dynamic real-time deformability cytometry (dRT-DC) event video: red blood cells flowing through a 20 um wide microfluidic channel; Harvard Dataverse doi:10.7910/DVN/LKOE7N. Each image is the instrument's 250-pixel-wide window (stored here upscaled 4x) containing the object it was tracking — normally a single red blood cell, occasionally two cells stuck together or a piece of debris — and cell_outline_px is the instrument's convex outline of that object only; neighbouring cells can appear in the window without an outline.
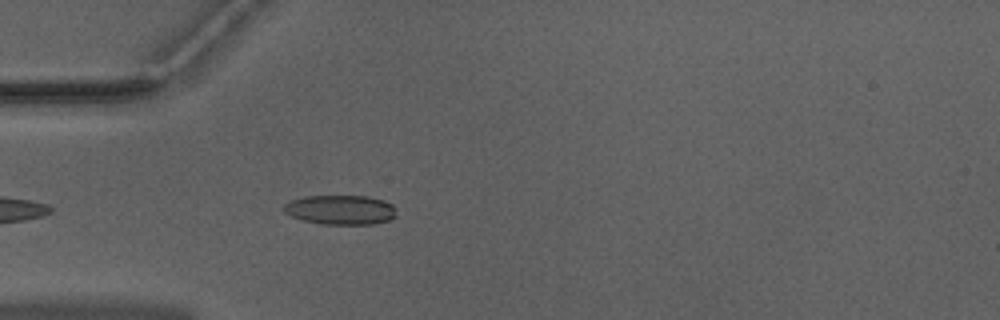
{"species": "Egyptian fruit bat (a non-hibernating species)", "species_latin": "Rousettus aegyptiacus", "temperature_condition": "warm", "stored_images_in_passage": 40, "camera_frame_rate_fps": 3000, "um_per_image_px": 0.085, "animal": {"sex": "male"}, "frame": {"image": 1, "passage_image": 4, "time_ms": 1.0, "image_size_px": [1000, 320], "cell_outline_px": [[396, 216], [388, 220], [372, 224], [320, 224], [304, 220], [292, 216], [284, 212], [284, 204], [292, 200], [304, 196], [368, 196], [384, 200], [392, 204], [396, 208]], "centroid_in_image_um": [28.97, 17.83], "position_along_channel_um": 56.0, "area_um2": 19.36}}
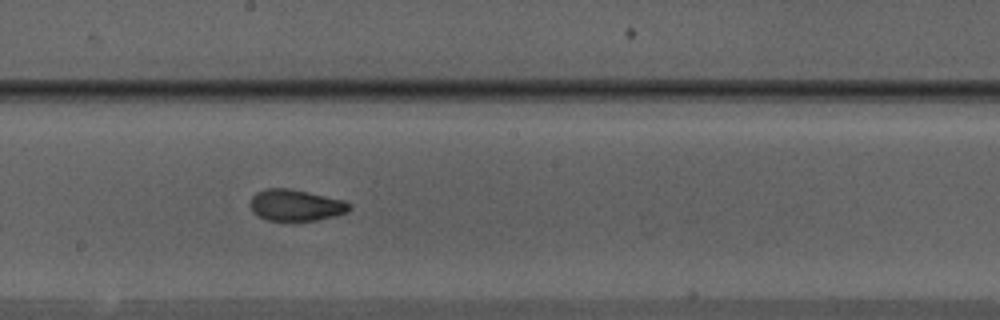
{"frame": {"image": 2, "passage_image": 17, "time_ms": 5.333, "image_size_px": [1000, 320], "cell_outline_px": [[352, 208], [348, 212], [316, 220], [268, 220], [252, 212], [248, 204], [252, 196], [256, 192], [264, 188], [288, 188], [308, 192], [344, 200], [352, 204]], "centroid_in_image_um": [25.12, 17.42], "position_along_channel_um": 223.1, "area_um2": 18.21}}
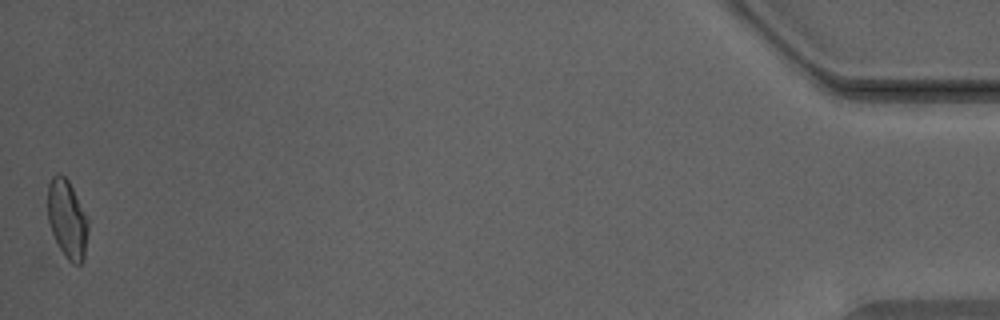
{"frame": {"image": 3, "passage_image": 40, "time_ms": 13.0, "image_size_px": [1000, 320], "cell_outline_px": [[88, 228], [84, 260], [80, 264], [72, 264], [64, 256], [52, 232], [48, 220], [48, 184], [52, 176], [56, 172], [60, 172], [68, 180], [88, 216]], "centroid_in_image_um": [5.72, 18.6], "position_along_channel_um": 429.5, "area_um2": 18.61}, "authors_computed_cell_mechanics": {"area_um2": 18.4093, "velocity_mm_per_s": 3.9827, "shape_relaxation_time_tau1_ms": null, "shape_relaxation_time_tau2_ms": 1.5965, "deformation_change_tau1": null, "deformation_change_tau2": 0.0681}}